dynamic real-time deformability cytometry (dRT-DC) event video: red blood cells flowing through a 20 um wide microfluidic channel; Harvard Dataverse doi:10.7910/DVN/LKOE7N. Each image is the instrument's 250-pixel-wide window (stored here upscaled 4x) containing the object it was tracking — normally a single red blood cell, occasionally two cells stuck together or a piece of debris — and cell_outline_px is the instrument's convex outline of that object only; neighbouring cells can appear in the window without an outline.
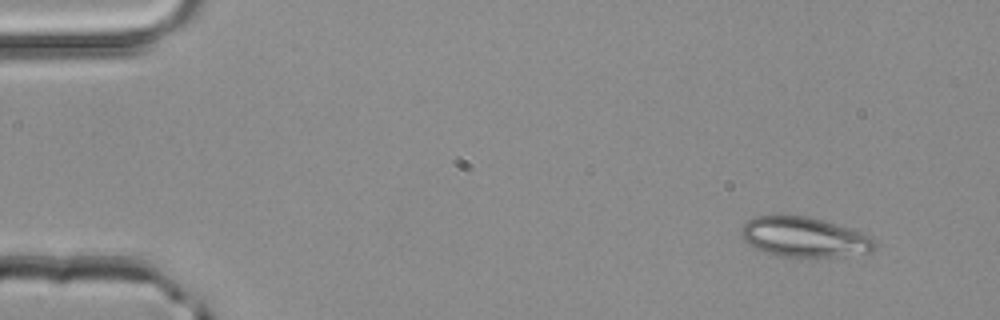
{"species": "common noctule bat (a hibernating species)", "species_latin": "Nyctalus noctula", "temperature_condition": "room temperature", "stored_images_in_passage": 3, "camera_frame_rate_fps": 3000, "um_per_image_px": 0.085, "animal": {"sex": "male", "body_mass_g": 20.4}, "frame": {"image": 1, "passage_image": 1, "time_ms": 0.0, "image_size_px": [1000, 320], "cell_outline_px": [[876, 248], [872, 252], [836, 256], [776, 256], [764, 252], [748, 244], [740, 236], [740, 228], [748, 220], [756, 216], [780, 212], [808, 216], [824, 220], [872, 236], [876, 244]], "centroid_in_image_um": [68.3, 20.1], "position_along_channel_um": 16.7, "area_um2": 31.67}}